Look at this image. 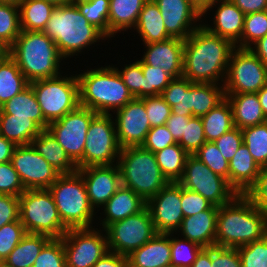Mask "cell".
Masks as SVG:
<instances>
[{"label": "cell", "mask_w": 267, "mask_h": 267, "mask_svg": "<svg viewBox=\"0 0 267 267\" xmlns=\"http://www.w3.org/2000/svg\"><path fill=\"white\" fill-rule=\"evenodd\" d=\"M51 239L44 234L27 233L4 261L11 267H32L42 248Z\"/></svg>", "instance_id": "e575fe53"}, {"label": "cell", "mask_w": 267, "mask_h": 267, "mask_svg": "<svg viewBox=\"0 0 267 267\" xmlns=\"http://www.w3.org/2000/svg\"><path fill=\"white\" fill-rule=\"evenodd\" d=\"M145 105L149 124L152 127L166 125L172 110L161 95L140 98Z\"/></svg>", "instance_id": "f907efd6"}, {"label": "cell", "mask_w": 267, "mask_h": 267, "mask_svg": "<svg viewBox=\"0 0 267 267\" xmlns=\"http://www.w3.org/2000/svg\"><path fill=\"white\" fill-rule=\"evenodd\" d=\"M146 205L147 202L141 196L121 185L102 207L105 218L99 219L100 226L104 230L108 225L142 211Z\"/></svg>", "instance_id": "4316f807"}, {"label": "cell", "mask_w": 267, "mask_h": 267, "mask_svg": "<svg viewBox=\"0 0 267 267\" xmlns=\"http://www.w3.org/2000/svg\"><path fill=\"white\" fill-rule=\"evenodd\" d=\"M32 267H66L62 238H52L42 248Z\"/></svg>", "instance_id": "c3c4849f"}, {"label": "cell", "mask_w": 267, "mask_h": 267, "mask_svg": "<svg viewBox=\"0 0 267 267\" xmlns=\"http://www.w3.org/2000/svg\"><path fill=\"white\" fill-rule=\"evenodd\" d=\"M261 167L243 143L229 162V184L241 195L255 184Z\"/></svg>", "instance_id": "484cf974"}, {"label": "cell", "mask_w": 267, "mask_h": 267, "mask_svg": "<svg viewBox=\"0 0 267 267\" xmlns=\"http://www.w3.org/2000/svg\"><path fill=\"white\" fill-rule=\"evenodd\" d=\"M263 114L267 119V84L257 92Z\"/></svg>", "instance_id": "a7ac6f4b"}, {"label": "cell", "mask_w": 267, "mask_h": 267, "mask_svg": "<svg viewBox=\"0 0 267 267\" xmlns=\"http://www.w3.org/2000/svg\"><path fill=\"white\" fill-rule=\"evenodd\" d=\"M44 1L52 3L55 6H60V5L69 4V3L74 2V0H44Z\"/></svg>", "instance_id": "8c879c8a"}, {"label": "cell", "mask_w": 267, "mask_h": 267, "mask_svg": "<svg viewBox=\"0 0 267 267\" xmlns=\"http://www.w3.org/2000/svg\"><path fill=\"white\" fill-rule=\"evenodd\" d=\"M77 78L80 106L96 113L111 114L110 111L113 113L134 99L114 65L87 69Z\"/></svg>", "instance_id": "5b68a950"}, {"label": "cell", "mask_w": 267, "mask_h": 267, "mask_svg": "<svg viewBox=\"0 0 267 267\" xmlns=\"http://www.w3.org/2000/svg\"><path fill=\"white\" fill-rule=\"evenodd\" d=\"M245 196L267 216V166L261 167L255 184Z\"/></svg>", "instance_id": "9f6ffc18"}, {"label": "cell", "mask_w": 267, "mask_h": 267, "mask_svg": "<svg viewBox=\"0 0 267 267\" xmlns=\"http://www.w3.org/2000/svg\"><path fill=\"white\" fill-rule=\"evenodd\" d=\"M11 163L26 190L48 189L61 175L31 144L16 146Z\"/></svg>", "instance_id": "e0dca14e"}, {"label": "cell", "mask_w": 267, "mask_h": 267, "mask_svg": "<svg viewBox=\"0 0 267 267\" xmlns=\"http://www.w3.org/2000/svg\"><path fill=\"white\" fill-rule=\"evenodd\" d=\"M194 6L203 14L211 5L218 0H191Z\"/></svg>", "instance_id": "89a4df30"}, {"label": "cell", "mask_w": 267, "mask_h": 267, "mask_svg": "<svg viewBox=\"0 0 267 267\" xmlns=\"http://www.w3.org/2000/svg\"><path fill=\"white\" fill-rule=\"evenodd\" d=\"M114 114L120 148L142 146L151 129L144 102L140 98H134L121 109L114 111Z\"/></svg>", "instance_id": "d6986e66"}, {"label": "cell", "mask_w": 267, "mask_h": 267, "mask_svg": "<svg viewBox=\"0 0 267 267\" xmlns=\"http://www.w3.org/2000/svg\"><path fill=\"white\" fill-rule=\"evenodd\" d=\"M43 32L56 43L60 54L66 59L83 52L92 44L108 38L91 25L73 3L55 6Z\"/></svg>", "instance_id": "277c9868"}, {"label": "cell", "mask_w": 267, "mask_h": 267, "mask_svg": "<svg viewBox=\"0 0 267 267\" xmlns=\"http://www.w3.org/2000/svg\"><path fill=\"white\" fill-rule=\"evenodd\" d=\"M214 173L228 180L229 162L223 157L214 142L206 141L205 144L194 154Z\"/></svg>", "instance_id": "f6af8a7d"}, {"label": "cell", "mask_w": 267, "mask_h": 267, "mask_svg": "<svg viewBox=\"0 0 267 267\" xmlns=\"http://www.w3.org/2000/svg\"><path fill=\"white\" fill-rule=\"evenodd\" d=\"M26 189L24 188L19 174L14 169L11 161L0 164V194L14 195L19 197Z\"/></svg>", "instance_id": "f5cc1de1"}, {"label": "cell", "mask_w": 267, "mask_h": 267, "mask_svg": "<svg viewBox=\"0 0 267 267\" xmlns=\"http://www.w3.org/2000/svg\"><path fill=\"white\" fill-rule=\"evenodd\" d=\"M31 145L60 174L77 172L76 164L70 159L65 150L48 130H43L35 137Z\"/></svg>", "instance_id": "f1b7e54d"}, {"label": "cell", "mask_w": 267, "mask_h": 267, "mask_svg": "<svg viewBox=\"0 0 267 267\" xmlns=\"http://www.w3.org/2000/svg\"><path fill=\"white\" fill-rule=\"evenodd\" d=\"M0 109L5 114L21 118H29L33 120L42 130H47L48 128L49 123L44 119L41 108L30 84L16 96L7 101L2 107H0Z\"/></svg>", "instance_id": "1f68e13d"}, {"label": "cell", "mask_w": 267, "mask_h": 267, "mask_svg": "<svg viewBox=\"0 0 267 267\" xmlns=\"http://www.w3.org/2000/svg\"><path fill=\"white\" fill-rule=\"evenodd\" d=\"M104 230L109 251L126 256L158 233L147 206L134 215L108 225Z\"/></svg>", "instance_id": "5bb4252c"}, {"label": "cell", "mask_w": 267, "mask_h": 267, "mask_svg": "<svg viewBox=\"0 0 267 267\" xmlns=\"http://www.w3.org/2000/svg\"><path fill=\"white\" fill-rule=\"evenodd\" d=\"M104 233L93 227L69 229L62 237L66 267H93L109 252Z\"/></svg>", "instance_id": "9a60e30c"}, {"label": "cell", "mask_w": 267, "mask_h": 267, "mask_svg": "<svg viewBox=\"0 0 267 267\" xmlns=\"http://www.w3.org/2000/svg\"><path fill=\"white\" fill-rule=\"evenodd\" d=\"M178 183L218 207L228 204L238 195L227 179L214 173L194 155H188L183 176Z\"/></svg>", "instance_id": "4fadbf2b"}, {"label": "cell", "mask_w": 267, "mask_h": 267, "mask_svg": "<svg viewBox=\"0 0 267 267\" xmlns=\"http://www.w3.org/2000/svg\"><path fill=\"white\" fill-rule=\"evenodd\" d=\"M141 68L144 74L143 97L161 95L163 90L173 79L163 68L152 67L141 60Z\"/></svg>", "instance_id": "ee69618b"}, {"label": "cell", "mask_w": 267, "mask_h": 267, "mask_svg": "<svg viewBox=\"0 0 267 267\" xmlns=\"http://www.w3.org/2000/svg\"><path fill=\"white\" fill-rule=\"evenodd\" d=\"M96 114L89 108L79 106L48 124L47 130L75 164L83 157L88 127Z\"/></svg>", "instance_id": "2e32d148"}, {"label": "cell", "mask_w": 267, "mask_h": 267, "mask_svg": "<svg viewBox=\"0 0 267 267\" xmlns=\"http://www.w3.org/2000/svg\"><path fill=\"white\" fill-rule=\"evenodd\" d=\"M19 220V197L0 194V228Z\"/></svg>", "instance_id": "91938a15"}, {"label": "cell", "mask_w": 267, "mask_h": 267, "mask_svg": "<svg viewBox=\"0 0 267 267\" xmlns=\"http://www.w3.org/2000/svg\"><path fill=\"white\" fill-rule=\"evenodd\" d=\"M19 220L27 233L62 238L69 230L59 216L49 189L25 190L19 196Z\"/></svg>", "instance_id": "9c48e42d"}, {"label": "cell", "mask_w": 267, "mask_h": 267, "mask_svg": "<svg viewBox=\"0 0 267 267\" xmlns=\"http://www.w3.org/2000/svg\"><path fill=\"white\" fill-rule=\"evenodd\" d=\"M161 12L167 33L172 38L186 40L202 24V14L191 0H154ZM194 24V25H193Z\"/></svg>", "instance_id": "44dd1931"}, {"label": "cell", "mask_w": 267, "mask_h": 267, "mask_svg": "<svg viewBox=\"0 0 267 267\" xmlns=\"http://www.w3.org/2000/svg\"><path fill=\"white\" fill-rule=\"evenodd\" d=\"M124 85L129 89L134 98H143V79L144 74L141 68V59L135 62L125 65L120 71L117 67H114Z\"/></svg>", "instance_id": "816d5d0a"}, {"label": "cell", "mask_w": 267, "mask_h": 267, "mask_svg": "<svg viewBox=\"0 0 267 267\" xmlns=\"http://www.w3.org/2000/svg\"><path fill=\"white\" fill-rule=\"evenodd\" d=\"M188 155L178 143L155 153L161 173L168 182H178L182 178Z\"/></svg>", "instance_id": "74e56055"}, {"label": "cell", "mask_w": 267, "mask_h": 267, "mask_svg": "<svg viewBox=\"0 0 267 267\" xmlns=\"http://www.w3.org/2000/svg\"><path fill=\"white\" fill-rule=\"evenodd\" d=\"M16 145L0 135V164L11 161Z\"/></svg>", "instance_id": "e7e4bbea"}, {"label": "cell", "mask_w": 267, "mask_h": 267, "mask_svg": "<svg viewBox=\"0 0 267 267\" xmlns=\"http://www.w3.org/2000/svg\"><path fill=\"white\" fill-rule=\"evenodd\" d=\"M48 189L68 229L93 227L97 212L89 203L85 182L78 172L61 174Z\"/></svg>", "instance_id": "ba28073f"}, {"label": "cell", "mask_w": 267, "mask_h": 267, "mask_svg": "<svg viewBox=\"0 0 267 267\" xmlns=\"http://www.w3.org/2000/svg\"><path fill=\"white\" fill-rule=\"evenodd\" d=\"M206 141H215L235 128L232 108L225 97L219 104L201 117Z\"/></svg>", "instance_id": "836d02e7"}, {"label": "cell", "mask_w": 267, "mask_h": 267, "mask_svg": "<svg viewBox=\"0 0 267 267\" xmlns=\"http://www.w3.org/2000/svg\"><path fill=\"white\" fill-rule=\"evenodd\" d=\"M9 55V47L0 40V59Z\"/></svg>", "instance_id": "2644e50d"}, {"label": "cell", "mask_w": 267, "mask_h": 267, "mask_svg": "<svg viewBox=\"0 0 267 267\" xmlns=\"http://www.w3.org/2000/svg\"><path fill=\"white\" fill-rule=\"evenodd\" d=\"M146 206L158 233L176 232L184 218L181 208V185L178 182H168L147 201Z\"/></svg>", "instance_id": "ac0fdd59"}, {"label": "cell", "mask_w": 267, "mask_h": 267, "mask_svg": "<svg viewBox=\"0 0 267 267\" xmlns=\"http://www.w3.org/2000/svg\"><path fill=\"white\" fill-rule=\"evenodd\" d=\"M109 2L110 0H74L87 21L98 28L108 39Z\"/></svg>", "instance_id": "ab89813d"}, {"label": "cell", "mask_w": 267, "mask_h": 267, "mask_svg": "<svg viewBox=\"0 0 267 267\" xmlns=\"http://www.w3.org/2000/svg\"><path fill=\"white\" fill-rule=\"evenodd\" d=\"M116 163L120 169L122 186L131 189L146 202L168 184L155 153L142 146L122 148Z\"/></svg>", "instance_id": "8992f818"}, {"label": "cell", "mask_w": 267, "mask_h": 267, "mask_svg": "<svg viewBox=\"0 0 267 267\" xmlns=\"http://www.w3.org/2000/svg\"><path fill=\"white\" fill-rule=\"evenodd\" d=\"M213 142L220 150L223 157L230 162L239 147L243 144L242 131L235 127Z\"/></svg>", "instance_id": "6f0895ef"}, {"label": "cell", "mask_w": 267, "mask_h": 267, "mask_svg": "<svg viewBox=\"0 0 267 267\" xmlns=\"http://www.w3.org/2000/svg\"><path fill=\"white\" fill-rule=\"evenodd\" d=\"M26 234L27 232L20 220L0 228V261H4L8 257Z\"/></svg>", "instance_id": "681fc988"}, {"label": "cell", "mask_w": 267, "mask_h": 267, "mask_svg": "<svg viewBox=\"0 0 267 267\" xmlns=\"http://www.w3.org/2000/svg\"><path fill=\"white\" fill-rule=\"evenodd\" d=\"M191 267H213L211 266V247L202 248Z\"/></svg>", "instance_id": "003e7915"}, {"label": "cell", "mask_w": 267, "mask_h": 267, "mask_svg": "<svg viewBox=\"0 0 267 267\" xmlns=\"http://www.w3.org/2000/svg\"><path fill=\"white\" fill-rule=\"evenodd\" d=\"M146 1L110 0L108 15L109 38L115 37L118 32L134 28Z\"/></svg>", "instance_id": "f546056e"}, {"label": "cell", "mask_w": 267, "mask_h": 267, "mask_svg": "<svg viewBox=\"0 0 267 267\" xmlns=\"http://www.w3.org/2000/svg\"><path fill=\"white\" fill-rule=\"evenodd\" d=\"M158 5L154 0H147L139 14L134 29L139 33L144 44L162 42L172 38L165 28Z\"/></svg>", "instance_id": "4dcf8cb0"}, {"label": "cell", "mask_w": 267, "mask_h": 267, "mask_svg": "<svg viewBox=\"0 0 267 267\" xmlns=\"http://www.w3.org/2000/svg\"><path fill=\"white\" fill-rule=\"evenodd\" d=\"M211 266L213 267H242L237 248L211 247Z\"/></svg>", "instance_id": "680465c9"}, {"label": "cell", "mask_w": 267, "mask_h": 267, "mask_svg": "<svg viewBox=\"0 0 267 267\" xmlns=\"http://www.w3.org/2000/svg\"><path fill=\"white\" fill-rule=\"evenodd\" d=\"M166 125L155 126L147 133L142 147L156 153L166 147L176 144Z\"/></svg>", "instance_id": "db71d44e"}, {"label": "cell", "mask_w": 267, "mask_h": 267, "mask_svg": "<svg viewBox=\"0 0 267 267\" xmlns=\"http://www.w3.org/2000/svg\"><path fill=\"white\" fill-rule=\"evenodd\" d=\"M41 108L44 119L51 123L63 118L80 106L79 81L73 76L59 75L54 78L29 83Z\"/></svg>", "instance_id": "30bf717a"}, {"label": "cell", "mask_w": 267, "mask_h": 267, "mask_svg": "<svg viewBox=\"0 0 267 267\" xmlns=\"http://www.w3.org/2000/svg\"><path fill=\"white\" fill-rule=\"evenodd\" d=\"M206 142L201 117H191L185 123L184 134L178 144L189 154L194 155Z\"/></svg>", "instance_id": "bcb514c9"}, {"label": "cell", "mask_w": 267, "mask_h": 267, "mask_svg": "<svg viewBox=\"0 0 267 267\" xmlns=\"http://www.w3.org/2000/svg\"><path fill=\"white\" fill-rule=\"evenodd\" d=\"M129 267H167L171 265V233H157L128 256Z\"/></svg>", "instance_id": "d4e9b609"}, {"label": "cell", "mask_w": 267, "mask_h": 267, "mask_svg": "<svg viewBox=\"0 0 267 267\" xmlns=\"http://www.w3.org/2000/svg\"><path fill=\"white\" fill-rule=\"evenodd\" d=\"M213 206L199 193L181 186V208L184 217L192 216L198 212L208 210Z\"/></svg>", "instance_id": "11a10c76"}, {"label": "cell", "mask_w": 267, "mask_h": 267, "mask_svg": "<svg viewBox=\"0 0 267 267\" xmlns=\"http://www.w3.org/2000/svg\"><path fill=\"white\" fill-rule=\"evenodd\" d=\"M9 56L29 83L61 75L60 63L65 59L43 31H21L9 47Z\"/></svg>", "instance_id": "3957f363"}, {"label": "cell", "mask_w": 267, "mask_h": 267, "mask_svg": "<svg viewBox=\"0 0 267 267\" xmlns=\"http://www.w3.org/2000/svg\"><path fill=\"white\" fill-rule=\"evenodd\" d=\"M77 172L82 176L91 207H103L120 188L121 174L117 163L114 165L87 166Z\"/></svg>", "instance_id": "ffe728a7"}, {"label": "cell", "mask_w": 267, "mask_h": 267, "mask_svg": "<svg viewBox=\"0 0 267 267\" xmlns=\"http://www.w3.org/2000/svg\"><path fill=\"white\" fill-rule=\"evenodd\" d=\"M42 131L33 120L5 114L0 109V135L16 146L31 144Z\"/></svg>", "instance_id": "d6a6232c"}, {"label": "cell", "mask_w": 267, "mask_h": 267, "mask_svg": "<svg viewBox=\"0 0 267 267\" xmlns=\"http://www.w3.org/2000/svg\"><path fill=\"white\" fill-rule=\"evenodd\" d=\"M235 48L230 40L199 26L185 40L182 76L193 83H224Z\"/></svg>", "instance_id": "6da1fadb"}, {"label": "cell", "mask_w": 267, "mask_h": 267, "mask_svg": "<svg viewBox=\"0 0 267 267\" xmlns=\"http://www.w3.org/2000/svg\"><path fill=\"white\" fill-rule=\"evenodd\" d=\"M266 84L267 66L250 49L236 47L230 56L224 93H257Z\"/></svg>", "instance_id": "7c38bea8"}, {"label": "cell", "mask_w": 267, "mask_h": 267, "mask_svg": "<svg viewBox=\"0 0 267 267\" xmlns=\"http://www.w3.org/2000/svg\"><path fill=\"white\" fill-rule=\"evenodd\" d=\"M171 233V266L191 267L202 247L187 239L173 237Z\"/></svg>", "instance_id": "7bdbcfd3"}, {"label": "cell", "mask_w": 267, "mask_h": 267, "mask_svg": "<svg viewBox=\"0 0 267 267\" xmlns=\"http://www.w3.org/2000/svg\"><path fill=\"white\" fill-rule=\"evenodd\" d=\"M267 235V216L245 195L219 207L215 246L237 248Z\"/></svg>", "instance_id": "7a4b0ae2"}, {"label": "cell", "mask_w": 267, "mask_h": 267, "mask_svg": "<svg viewBox=\"0 0 267 267\" xmlns=\"http://www.w3.org/2000/svg\"><path fill=\"white\" fill-rule=\"evenodd\" d=\"M20 33L19 5L0 3V40L10 47Z\"/></svg>", "instance_id": "60d3db41"}, {"label": "cell", "mask_w": 267, "mask_h": 267, "mask_svg": "<svg viewBox=\"0 0 267 267\" xmlns=\"http://www.w3.org/2000/svg\"><path fill=\"white\" fill-rule=\"evenodd\" d=\"M249 49L267 66V34Z\"/></svg>", "instance_id": "03108f58"}, {"label": "cell", "mask_w": 267, "mask_h": 267, "mask_svg": "<svg viewBox=\"0 0 267 267\" xmlns=\"http://www.w3.org/2000/svg\"><path fill=\"white\" fill-rule=\"evenodd\" d=\"M229 101L235 127L243 129L267 122L257 93L225 94Z\"/></svg>", "instance_id": "83f0119b"}, {"label": "cell", "mask_w": 267, "mask_h": 267, "mask_svg": "<svg viewBox=\"0 0 267 267\" xmlns=\"http://www.w3.org/2000/svg\"><path fill=\"white\" fill-rule=\"evenodd\" d=\"M146 49L142 61L152 67H161L172 78L183 75V52L185 41L170 38L162 42L144 44Z\"/></svg>", "instance_id": "7402d4cb"}, {"label": "cell", "mask_w": 267, "mask_h": 267, "mask_svg": "<svg viewBox=\"0 0 267 267\" xmlns=\"http://www.w3.org/2000/svg\"><path fill=\"white\" fill-rule=\"evenodd\" d=\"M0 267H11L5 261H0Z\"/></svg>", "instance_id": "34e18365"}, {"label": "cell", "mask_w": 267, "mask_h": 267, "mask_svg": "<svg viewBox=\"0 0 267 267\" xmlns=\"http://www.w3.org/2000/svg\"><path fill=\"white\" fill-rule=\"evenodd\" d=\"M191 117L193 116H181L171 113L170 117L168 118L166 126L177 143L184 134L185 123H188Z\"/></svg>", "instance_id": "94428289"}, {"label": "cell", "mask_w": 267, "mask_h": 267, "mask_svg": "<svg viewBox=\"0 0 267 267\" xmlns=\"http://www.w3.org/2000/svg\"><path fill=\"white\" fill-rule=\"evenodd\" d=\"M242 267H267V235L258 241L237 247Z\"/></svg>", "instance_id": "7dc6e473"}, {"label": "cell", "mask_w": 267, "mask_h": 267, "mask_svg": "<svg viewBox=\"0 0 267 267\" xmlns=\"http://www.w3.org/2000/svg\"><path fill=\"white\" fill-rule=\"evenodd\" d=\"M55 5L44 0H22L19 3L21 31H43Z\"/></svg>", "instance_id": "d590c367"}, {"label": "cell", "mask_w": 267, "mask_h": 267, "mask_svg": "<svg viewBox=\"0 0 267 267\" xmlns=\"http://www.w3.org/2000/svg\"><path fill=\"white\" fill-rule=\"evenodd\" d=\"M28 85L29 82L9 55L0 59V107Z\"/></svg>", "instance_id": "8d00e7d4"}, {"label": "cell", "mask_w": 267, "mask_h": 267, "mask_svg": "<svg viewBox=\"0 0 267 267\" xmlns=\"http://www.w3.org/2000/svg\"><path fill=\"white\" fill-rule=\"evenodd\" d=\"M243 143L256 163L260 166H267V122L241 129Z\"/></svg>", "instance_id": "f35d334b"}, {"label": "cell", "mask_w": 267, "mask_h": 267, "mask_svg": "<svg viewBox=\"0 0 267 267\" xmlns=\"http://www.w3.org/2000/svg\"><path fill=\"white\" fill-rule=\"evenodd\" d=\"M245 15L267 10V0H231Z\"/></svg>", "instance_id": "be15d7a7"}, {"label": "cell", "mask_w": 267, "mask_h": 267, "mask_svg": "<svg viewBox=\"0 0 267 267\" xmlns=\"http://www.w3.org/2000/svg\"><path fill=\"white\" fill-rule=\"evenodd\" d=\"M219 207L213 205L210 209L184 217L180 227L184 239L200 245L202 248L215 246L216 218Z\"/></svg>", "instance_id": "cb8c5ba5"}, {"label": "cell", "mask_w": 267, "mask_h": 267, "mask_svg": "<svg viewBox=\"0 0 267 267\" xmlns=\"http://www.w3.org/2000/svg\"><path fill=\"white\" fill-rule=\"evenodd\" d=\"M120 151L112 114L97 113L89 124L83 157L76 163L77 169L114 165Z\"/></svg>", "instance_id": "8fae6325"}, {"label": "cell", "mask_w": 267, "mask_h": 267, "mask_svg": "<svg viewBox=\"0 0 267 267\" xmlns=\"http://www.w3.org/2000/svg\"><path fill=\"white\" fill-rule=\"evenodd\" d=\"M93 267H129V261L126 255L109 251Z\"/></svg>", "instance_id": "6125c7cd"}, {"label": "cell", "mask_w": 267, "mask_h": 267, "mask_svg": "<svg viewBox=\"0 0 267 267\" xmlns=\"http://www.w3.org/2000/svg\"><path fill=\"white\" fill-rule=\"evenodd\" d=\"M267 34V10L245 15L241 48L249 49Z\"/></svg>", "instance_id": "b9f144b4"}, {"label": "cell", "mask_w": 267, "mask_h": 267, "mask_svg": "<svg viewBox=\"0 0 267 267\" xmlns=\"http://www.w3.org/2000/svg\"><path fill=\"white\" fill-rule=\"evenodd\" d=\"M217 4L219 6L216 7L214 14L212 24L214 26L202 23L203 27L212 34L230 40L237 48H241L245 14L231 0H218L202 14V17Z\"/></svg>", "instance_id": "603a6c76"}, {"label": "cell", "mask_w": 267, "mask_h": 267, "mask_svg": "<svg viewBox=\"0 0 267 267\" xmlns=\"http://www.w3.org/2000/svg\"><path fill=\"white\" fill-rule=\"evenodd\" d=\"M21 1L22 0H0V3L19 5Z\"/></svg>", "instance_id": "753ad0ef"}, {"label": "cell", "mask_w": 267, "mask_h": 267, "mask_svg": "<svg viewBox=\"0 0 267 267\" xmlns=\"http://www.w3.org/2000/svg\"><path fill=\"white\" fill-rule=\"evenodd\" d=\"M161 96L172 114L202 117L224 98L223 84L193 83L185 77L173 78Z\"/></svg>", "instance_id": "52a82bcc"}]
</instances>
